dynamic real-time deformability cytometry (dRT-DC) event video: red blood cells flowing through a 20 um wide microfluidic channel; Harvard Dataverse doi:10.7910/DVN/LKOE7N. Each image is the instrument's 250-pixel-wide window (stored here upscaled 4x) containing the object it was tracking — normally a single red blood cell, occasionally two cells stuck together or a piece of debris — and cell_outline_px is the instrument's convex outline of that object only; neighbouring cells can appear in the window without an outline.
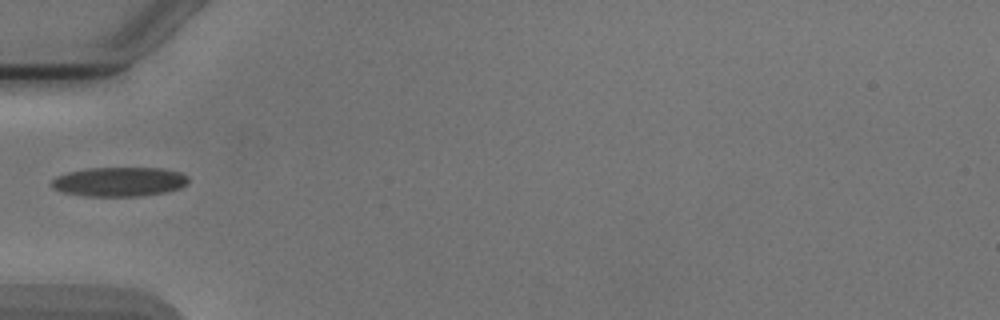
{"species": "Egyptian fruit bat (a non-hibernating species)", "species_latin": "Rousettus aegyptiacus", "temperature_condition": "cold", "stored_images_in_passage": 5, "camera_frame_rate_fps": 3000, "um_per_image_px": 0.085, "animal": {"sex": "male"}, "frame": {"image": 1, "passage_image": 4, "time_ms": 4.667, "image_size_px": [1000, 320], "cell_outline_px": [[188, 184], [180, 188], [164, 192], [144, 196], [84, 196], [60, 192], [52, 188], [48, 184], [56, 176], [68, 172], [88, 168], [160, 168], [180, 172], [188, 176]], "centroid_in_image_um": [10.1, 15.45], "position_along_channel_um": 74.9, "area_um2": 23.64}}